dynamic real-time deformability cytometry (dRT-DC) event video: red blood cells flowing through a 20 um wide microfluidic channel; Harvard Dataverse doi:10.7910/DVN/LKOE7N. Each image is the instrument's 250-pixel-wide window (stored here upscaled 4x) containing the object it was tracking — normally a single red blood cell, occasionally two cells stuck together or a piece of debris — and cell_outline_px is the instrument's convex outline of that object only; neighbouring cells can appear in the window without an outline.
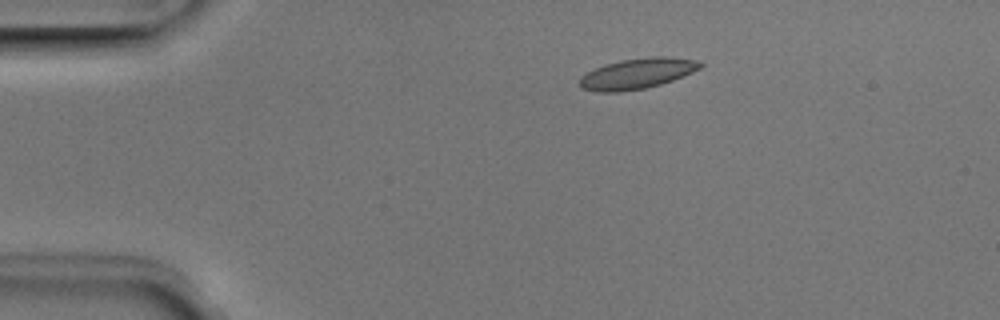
{"species": "Egyptian fruit bat (a non-hibernating species)", "species_latin": "Rousettus aegyptiacus", "temperature_condition": "room temperature", "stored_images_in_passage": 4, "camera_frame_rate_fps": 3000, "um_per_image_px": 0.085, "animal": {"sex": "male"}, "frame": {"image": 1, "passage_image": 3, "time_ms": 0.667, "image_size_px": [1000, 320], "cell_outline_px": [[704, 64], [700, 68], [692, 72], [672, 80], [660, 84], [644, 88], [620, 92], [596, 92], [580, 88], [580, 76], [604, 64], [620, 60], [652, 56], [668, 56], [696, 60]], "centroid_in_image_um": [54.14, 6.25], "position_along_channel_um": 30.9, "area_um2": 21.44}}